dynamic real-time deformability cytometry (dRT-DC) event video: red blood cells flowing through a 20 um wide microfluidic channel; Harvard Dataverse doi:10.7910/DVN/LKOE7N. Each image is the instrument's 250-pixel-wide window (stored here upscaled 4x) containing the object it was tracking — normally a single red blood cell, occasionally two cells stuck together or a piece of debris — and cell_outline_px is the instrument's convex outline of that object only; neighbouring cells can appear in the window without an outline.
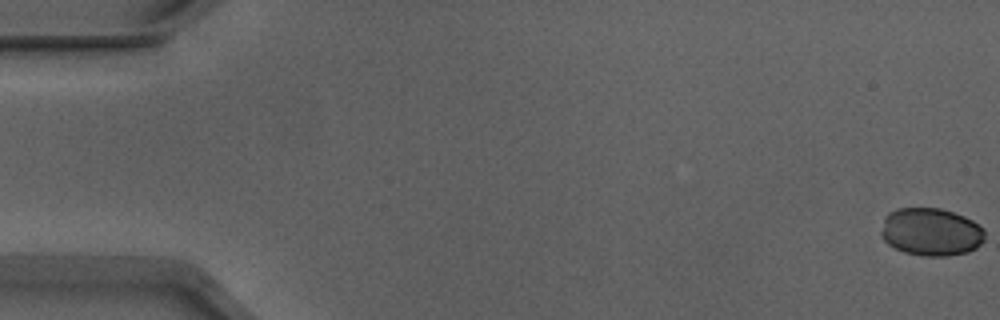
{"species": "Egyptian fruit bat (a non-hibernating species)", "species_latin": "Rousettus aegyptiacus", "temperature_condition": "warm", "stored_images_in_passage": 7, "camera_frame_rate_fps": 3000, "um_per_image_px": 0.085, "animal": {"sex": "male"}, "frame": {"image": 1, "passage_image": 1, "time_ms": 0.0, "image_size_px": [1000, 320], "cell_outline_px": [[984, 240], [976, 248], [968, 252], [948, 256], [920, 256], [904, 252], [888, 244], [880, 236], [880, 232], [884, 216], [888, 212], [896, 208], [940, 208], [964, 216], [972, 220], [984, 232]], "centroid_in_image_um": [79.09, 19.71], "position_along_channel_um": 5.9, "area_um2": 29.07}}